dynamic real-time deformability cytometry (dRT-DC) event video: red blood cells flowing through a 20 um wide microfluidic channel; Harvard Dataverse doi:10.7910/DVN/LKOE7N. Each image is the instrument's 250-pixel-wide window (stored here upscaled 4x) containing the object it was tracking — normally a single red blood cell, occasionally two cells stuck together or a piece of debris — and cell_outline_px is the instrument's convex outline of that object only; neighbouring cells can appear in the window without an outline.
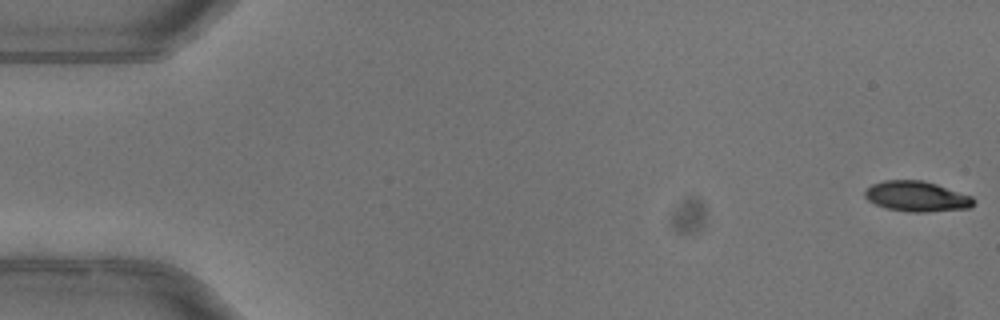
{"species": "common noctule bat (a hibernating species)", "species_latin": "Nyctalus noctula", "temperature_condition": "warm", "stored_images_in_passage": 52, "camera_frame_rate_fps": 3000, "um_per_image_px": 0.085, "animal": {"sex": "female"}, "frame": {"image": 1, "passage_image": 1, "time_ms": 0.0, "image_size_px": [1000, 320], "cell_outline_px": [[976, 200], [968, 208], [928, 212], [912, 212], [888, 208], [876, 204], [868, 200], [864, 196], [864, 192], [872, 184], [884, 180], [924, 180], [972, 196]], "centroid_in_image_um": [77.92, 16.68], "position_along_channel_um": 7.1, "area_um2": 19.07}}
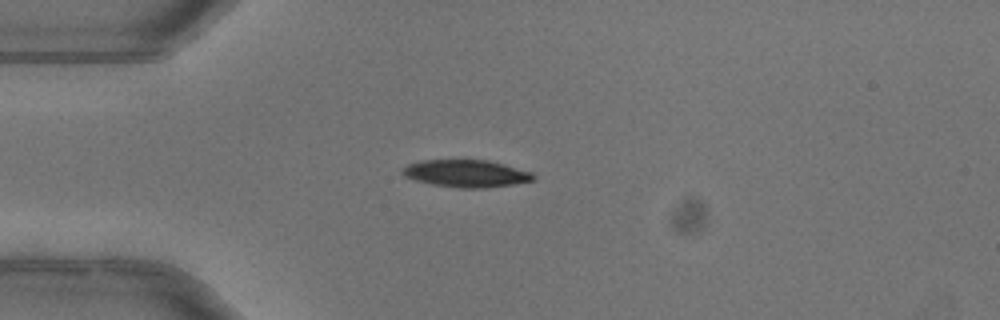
{"frame": {"image": 2, "passage_image": 14, "time_ms": 4.333, "image_size_px": [1000, 320], "cell_outline_px": [[536, 180], [512, 184], [484, 188], [460, 188], [432, 184], [416, 180], [404, 176], [400, 172], [408, 164], [420, 160], [488, 160], [504, 164], [532, 172], [536, 176]], "centroid_in_image_um": [39.64, 14.74], "position_along_channel_um": 45.4, "area_um2": 20.81}}
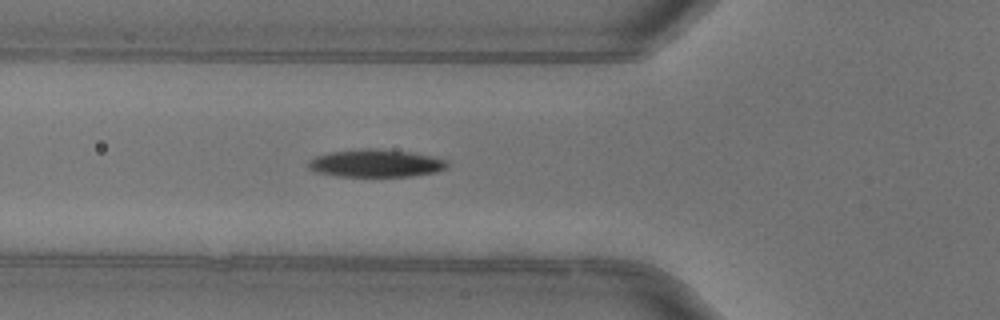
{"frame": {"image": 3, "passage_image": 19, "time_ms": 6.0, "image_size_px": [1000, 320], "cell_outline_px": [[448, 168], [436, 172], [412, 176], [340, 176], [320, 172], [312, 168], [308, 164], [308, 160], [316, 156], [328, 152], [360, 148], [376, 148], [408, 152], [432, 156], [448, 160]], "centroid_in_image_um": [32.0, 13.86], "position_along_channel_um": 93.8, "area_um2": 22.31}, "authors_computed_cell_mechanics": {"area_um2": 21.3571, "velocity_mm_per_s": 4.0274, "shape_relaxation_time_tau1_ms": 3.1605, "shape_relaxation_time_tau2_ms": null, "deformation_change_tau1": 0.156, "deformation_change_tau2": null}}